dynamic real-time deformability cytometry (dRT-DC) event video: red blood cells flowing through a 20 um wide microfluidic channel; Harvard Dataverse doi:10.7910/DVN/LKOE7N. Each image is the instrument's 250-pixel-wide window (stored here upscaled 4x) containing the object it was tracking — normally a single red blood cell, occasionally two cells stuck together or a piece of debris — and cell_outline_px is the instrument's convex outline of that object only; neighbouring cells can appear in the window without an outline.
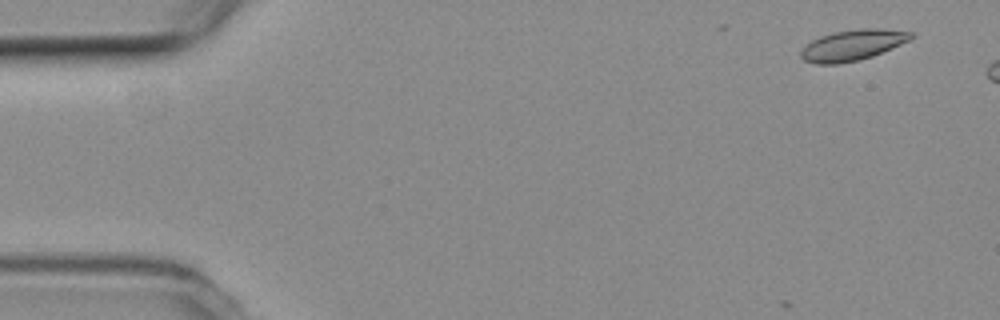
{"species": "common noctule bat (a hibernating species)", "species_latin": "Nyctalus noctula", "temperature_condition": "room temperature", "stored_images_in_passage": 4, "camera_frame_rate_fps": 3000, "um_per_image_px": 0.085, "animal": {"sex": "female", "body_mass_g": 19.3, "forearm_length_mm": 54.1}, "frame": {"image": 1, "passage_image": 2, "time_ms": 0.333, "image_size_px": [1000, 320], "cell_outline_px": [[912, 36], [908, 40], [900, 44], [872, 56], [860, 60], [836, 64], [816, 64], [804, 60], [800, 56], [800, 52], [812, 40], [820, 36], [836, 32], [860, 28], [880, 28], [912, 32]], "centroid_in_image_um": [72.44, 3.84], "position_along_channel_um": 12.6, "area_um2": 19.42}}